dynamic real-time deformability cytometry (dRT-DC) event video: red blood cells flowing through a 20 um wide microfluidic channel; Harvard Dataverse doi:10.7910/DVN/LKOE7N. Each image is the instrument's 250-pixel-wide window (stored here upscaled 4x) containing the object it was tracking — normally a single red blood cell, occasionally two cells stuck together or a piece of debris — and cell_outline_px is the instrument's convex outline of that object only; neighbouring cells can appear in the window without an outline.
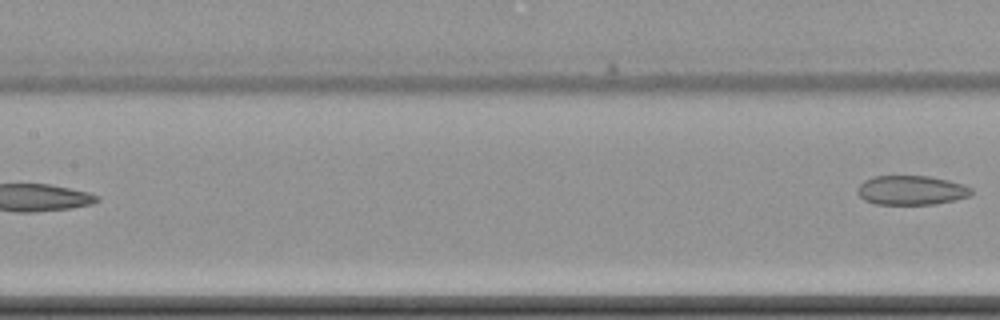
{"species": "common noctule bat (a hibernating species)", "species_latin": "Nyctalus noctula", "temperature_condition": "cold", "stored_images_in_passage": 4, "segment_of_instrument_passage": [2, 2], "camera_frame_rate_fps": 3000, "um_per_image_px": 0.085, "animal": {"sex": "female", "body_mass_g": 22.7, "forearm_length_mm": 54.2}, "frame": {"image": 1, "passage_image": 4, "time_ms": 3.667, "image_size_px": [1000, 320], "cell_outline_px": [[972, 192], [968, 196], [956, 200], [936, 204], [876, 204], [864, 200], [856, 192], [856, 188], [864, 180], [872, 176], [932, 176], [964, 184], [972, 188]], "centroid_in_image_um": [77.45, 16.16], "position_along_channel_um": 129.9, "area_um2": 19.65}}